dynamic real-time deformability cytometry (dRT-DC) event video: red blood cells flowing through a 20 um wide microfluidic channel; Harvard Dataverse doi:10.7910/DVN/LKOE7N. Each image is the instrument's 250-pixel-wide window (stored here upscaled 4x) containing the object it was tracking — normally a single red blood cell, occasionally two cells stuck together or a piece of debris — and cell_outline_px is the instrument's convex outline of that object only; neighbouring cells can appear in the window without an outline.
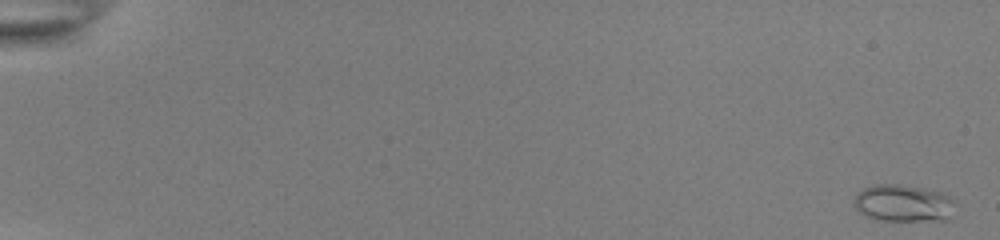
{"species": "common noctule bat (a hibernating species)", "species_latin": "Nyctalus noctula", "temperature_condition": "room temperature", "stored_images_in_passage": 54, "camera_frame_rate_fps": 3000, "um_per_image_px": 0.085, "animal": {"sex": "female", "body_mass_g": 22.0, "forearm_length_mm": 56.7}, "frame": {"image": 1, "passage_image": 1, "time_ms": 0.0, "image_size_px": [1000, 240], "cell_outline_px": [[956, 200], [948, 220], [880, 220], [864, 216], [852, 204], [856, 196], [864, 188], [872, 184], [900, 184], [924, 188], [940, 192]], "centroid_in_image_um": [76.77, 17.26], "position_along_channel_um": 8.2, "area_um2": 21.91}}
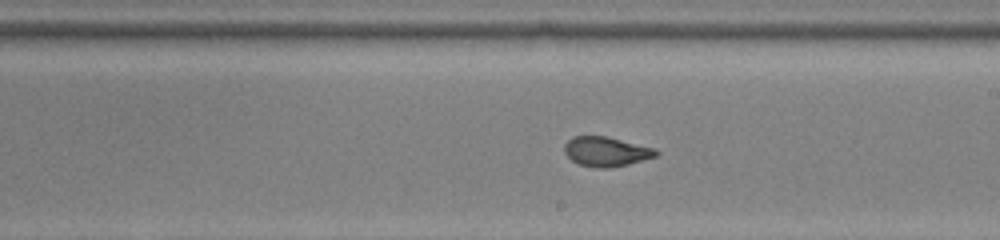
{"frame": {"image": 2, "passage_image": 33, "time_ms": 10.667, "image_size_px": [1000, 240], "cell_outline_px": [[660, 152], [656, 156], [628, 164], [608, 168], [596, 168], [580, 164], [572, 160], [564, 152], [564, 144], [572, 136], [604, 136], [652, 148]], "centroid_in_image_um": [51.48, 12.89], "position_along_channel_um": 237.5, "area_um2": 15.49}}
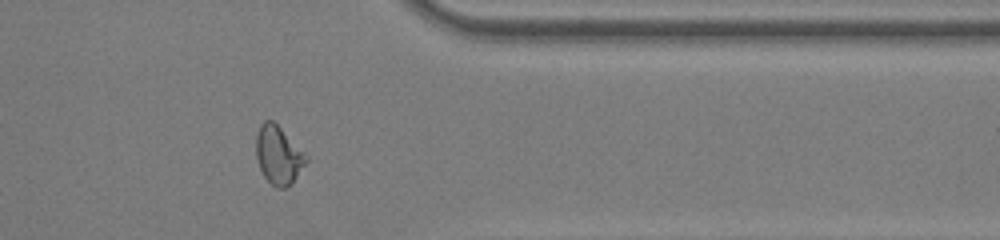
{"frame": {"image": 3, "passage_image": 45, "time_ms": 14.667, "image_size_px": [1000, 240], "cell_outline_px": [[308, 160], [292, 184], [284, 188], [276, 188], [264, 176], [260, 168], [256, 156], [256, 132], [260, 124], [264, 120], [272, 120], [308, 156]], "centroid_in_image_um": [23.66, 13.19], "position_along_channel_um": 387.7, "area_um2": 16.88}, "authors_computed_cell_mechanics": {"area_um2": 16.9354, "velocity_mm_per_s": 3.9039, "shape_relaxation_time_tau1_ms": 6.1614, "shape_relaxation_time_tau2_ms": 0.9278, "deformation_change_tau1": 0.1589, "deformation_change_tau2": 0.0679}}